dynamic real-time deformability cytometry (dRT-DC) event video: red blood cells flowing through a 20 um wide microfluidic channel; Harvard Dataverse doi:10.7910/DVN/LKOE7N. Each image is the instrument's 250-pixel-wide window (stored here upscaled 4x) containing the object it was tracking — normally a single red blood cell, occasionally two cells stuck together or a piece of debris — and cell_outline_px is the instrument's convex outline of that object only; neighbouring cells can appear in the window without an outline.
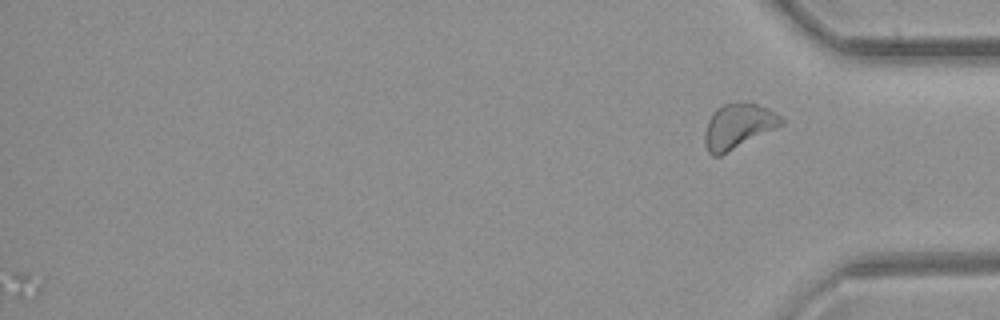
{"species": "common noctule bat (a hibernating species)", "species_latin": "Nyctalus noctula", "temperature_condition": "room temperature", "stored_images_in_passage": 54, "camera_frame_rate_fps": 3000, "um_per_image_px": 0.085, "animal": {"sex": "female", "body_mass_g": 21.9}, "frame": {"image": 1, "passage_image": 54, "time_ms": 17.667, "image_size_px": [1000, 320], "cell_outline_px": [[784, 124], [720, 156], [712, 156], [708, 152], [704, 144], [704, 132], [708, 120], [712, 112], [716, 108], [724, 104], [740, 100], [756, 104], [768, 108], [780, 116], [784, 120]], "centroid_in_image_um": [62.72, 10.7], "position_along_channel_um": 372.5, "area_um2": 20.29}}